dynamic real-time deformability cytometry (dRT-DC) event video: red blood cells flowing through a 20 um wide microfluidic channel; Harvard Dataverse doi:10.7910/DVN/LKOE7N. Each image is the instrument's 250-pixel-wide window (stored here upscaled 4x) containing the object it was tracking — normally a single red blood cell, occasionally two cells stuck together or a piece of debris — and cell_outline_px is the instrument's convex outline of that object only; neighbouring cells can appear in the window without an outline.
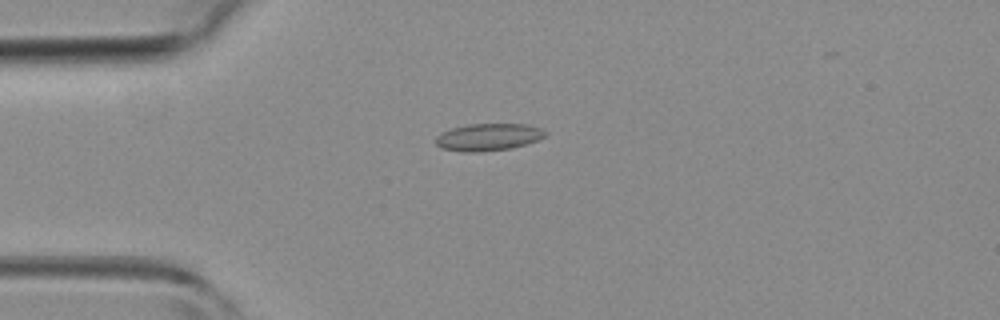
{"species": "common noctule bat (a hibernating species)", "species_latin": "Nyctalus noctula", "temperature_condition": "room temperature", "stored_images_in_passage": 3, "camera_frame_rate_fps": 3000, "um_per_image_px": 0.085, "animal": {"sex": "female", "body_mass_g": 19.3, "forearm_length_mm": 54.1}, "frame": {"image": 1, "passage_image": 3, "time_ms": 2.333, "image_size_px": [1000, 320], "cell_outline_px": [[548, 132], [544, 136], [536, 140], [512, 148], [476, 152], [464, 152], [444, 148], [436, 144], [436, 136], [440, 132], [452, 128], [468, 124], [528, 124], [544, 128]], "centroid_in_image_um": [41.52, 11.63], "position_along_channel_um": 43.5, "area_um2": 17.34}}